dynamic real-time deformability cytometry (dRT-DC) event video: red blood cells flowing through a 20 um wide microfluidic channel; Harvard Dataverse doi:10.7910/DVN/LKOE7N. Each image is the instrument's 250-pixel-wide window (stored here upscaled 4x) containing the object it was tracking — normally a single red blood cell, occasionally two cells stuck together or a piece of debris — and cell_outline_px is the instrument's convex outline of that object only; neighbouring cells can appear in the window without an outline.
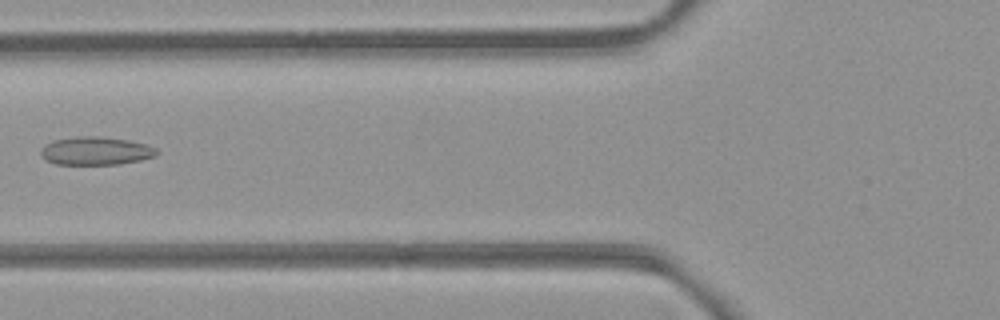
{"species": "common noctule bat (a hibernating species)", "species_latin": "Nyctalus noctula", "temperature_condition": "room temperature", "stored_images_in_passage": 7, "camera_frame_rate_fps": 3000, "um_per_image_px": 0.085, "animal": {"sex": "female", "body_mass_g": 21.9}, "frame": {"image": 1, "passage_image": 6, "time_ms": 1.667, "image_size_px": [1000, 320], "cell_outline_px": [[160, 152], [156, 156], [140, 160], [120, 164], [56, 164], [44, 160], [40, 156], [40, 148], [44, 144], [52, 140], [80, 136], [100, 136], [128, 140], [144, 144], [156, 148]], "centroid_in_image_um": [8.1, 12.82], "position_along_channel_um": 117.7, "area_um2": 19.25}}
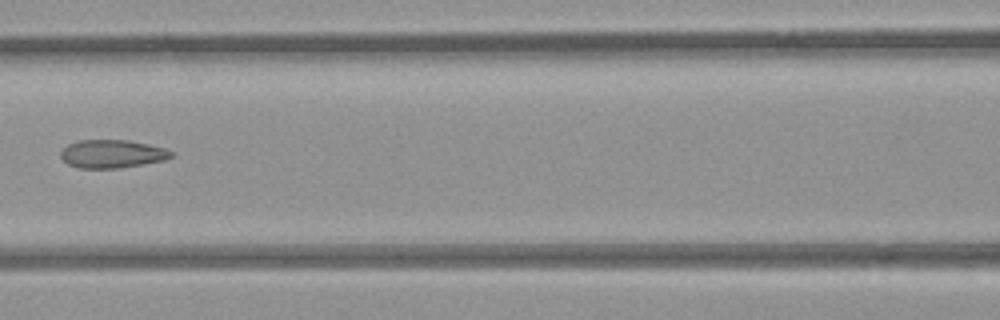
{"frame": {"image": 2, "passage_image": 7, "time_ms": 2.0, "image_size_px": [1000, 320], "cell_outline_px": [[172, 156], [164, 160], [120, 168], [80, 168], [68, 164], [60, 156], [60, 152], [68, 144], [80, 140], [128, 140], [148, 144], [164, 148], [172, 152]], "centroid_in_image_um": [9.51, 13.07], "position_along_channel_um": 157.1, "area_um2": 17.98}}